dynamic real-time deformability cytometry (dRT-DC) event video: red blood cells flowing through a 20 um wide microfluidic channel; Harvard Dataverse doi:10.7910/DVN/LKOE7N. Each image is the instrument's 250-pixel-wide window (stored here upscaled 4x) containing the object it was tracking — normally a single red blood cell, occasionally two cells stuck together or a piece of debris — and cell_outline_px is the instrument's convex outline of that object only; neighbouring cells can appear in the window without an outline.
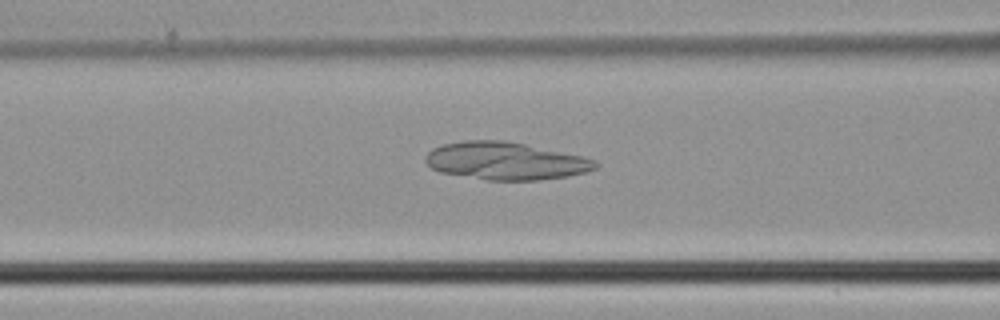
{"species": "common noctule bat (a hibernating species)", "species_latin": "Nyctalus noctula", "temperature_condition": "cold", "stored_images_in_passage": 46, "camera_frame_rate_fps": 3000, "um_per_image_px": 0.085, "animal": {"sex": "male", "body_mass_g": 21.5, "forearm_length_mm": 52.0}, "frame": {"image": 1, "passage_image": 19, "time_ms": 6.0, "image_size_px": [1000, 320], "cell_outline_px": [[600, 164], [596, 168], [584, 172], [568, 176], [536, 180], [488, 180], [440, 172], [432, 168], [424, 160], [428, 152], [432, 148], [444, 144], [464, 140], [504, 140], [524, 144], [580, 156], [596, 160]], "centroid_in_image_um": [42.95, 13.68], "position_along_channel_um": 123.7, "area_um2": 36.93}}
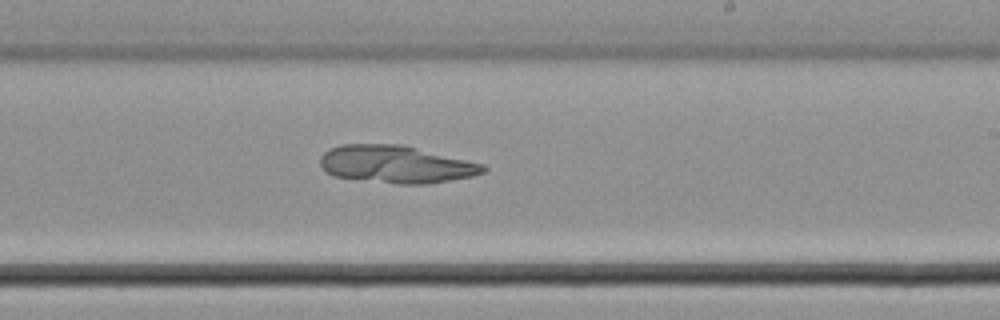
{"frame": {"image": 2, "passage_image": 28, "time_ms": 9.0, "image_size_px": [1000, 320], "cell_outline_px": [[488, 168], [484, 172], [472, 176], [428, 184], [396, 184], [332, 176], [320, 164], [320, 156], [328, 148], [340, 144], [404, 144], [484, 164]], "centroid_in_image_um": [33.66, 13.95], "position_along_channel_um": 255.3, "area_um2": 35.89}}
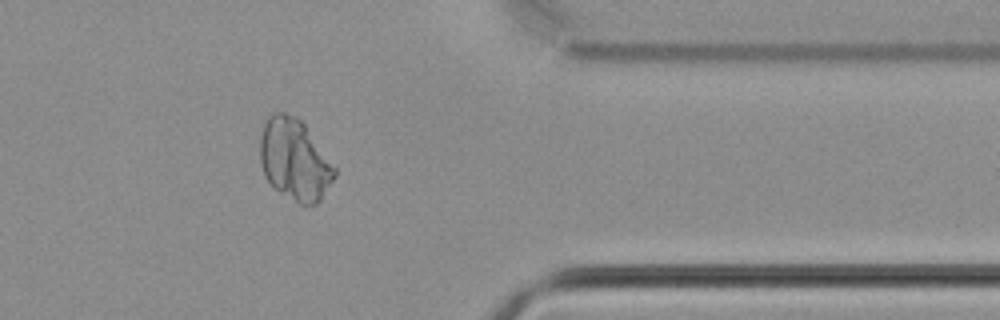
{"frame": {"image": 3, "passage_image": 38, "time_ms": 12.333, "image_size_px": [1000, 320], "cell_outline_px": [[336, 176], [320, 200], [316, 204], [300, 204], [280, 192], [264, 176], [260, 164], [260, 136], [264, 120], [272, 112], [284, 112], [296, 116], [304, 124], [336, 168]], "centroid_in_image_um": [25.02, 13.54], "position_along_channel_um": 386.4, "area_um2": 35.26}}